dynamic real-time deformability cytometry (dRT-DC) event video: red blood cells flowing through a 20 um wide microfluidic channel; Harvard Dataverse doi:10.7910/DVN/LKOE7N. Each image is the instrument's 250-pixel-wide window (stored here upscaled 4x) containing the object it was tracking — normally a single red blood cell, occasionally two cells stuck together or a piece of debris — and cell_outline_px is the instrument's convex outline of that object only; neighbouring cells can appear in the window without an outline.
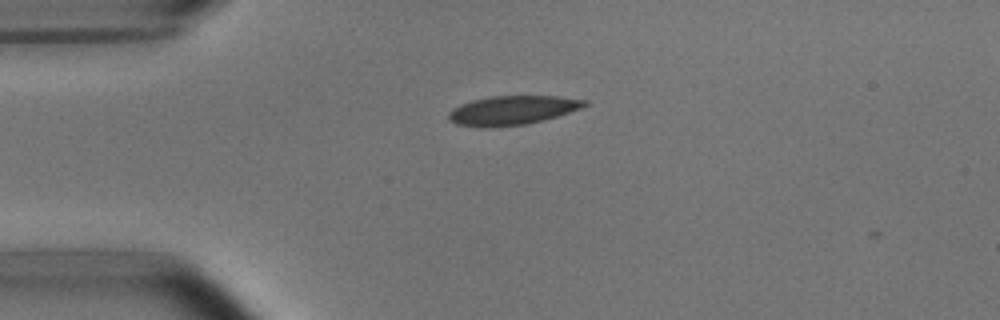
{"species": "common noctule bat (a hibernating species)", "species_latin": "Nyctalus noctula", "temperature_condition": "room temperature", "stored_images_in_passage": 41, "camera_frame_rate_fps": 3000, "um_per_image_px": 0.085, "animal": {"sex": "male", "body_mass_g": 15.6}, "frame": {"image": 1, "passage_image": 1, "time_ms": 0.0, "image_size_px": [1000, 320], "cell_outline_px": [[588, 104], [580, 108], [544, 120], [528, 124], [456, 124], [448, 116], [448, 112], [452, 108], [460, 104], [472, 100], [488, 96], [556, 96], [588, 100]], "centroid_in_image_um": [43.61, 9.31], "position_along_channel_um": 41.4, "area_um2": 22.02}}
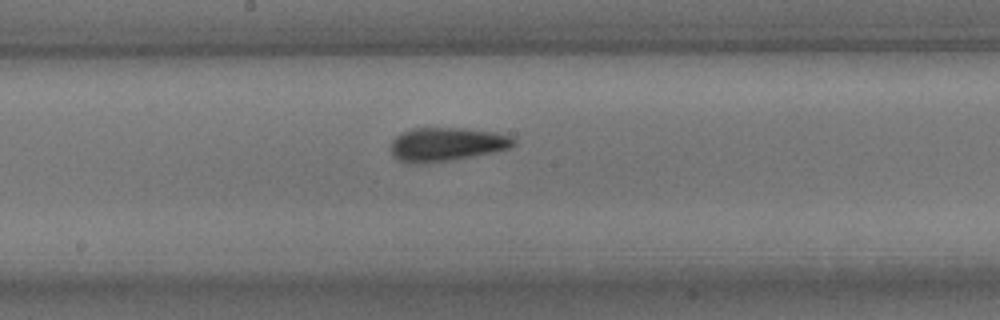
{"frame": {"image": 2, "passage_image": 16, "time_ms": 5.0, "image_size_px": [1000, 320], "cell_outline_px": [[516, 144], [508, 148], [492, 152], [472, 156], [448, 160], [420, 164], [408, 164], [396, 160], [392, 156], [392, 140], [400, 132], [412, 128], [464, 128], [496, 132], [512, 136], [516, 140]], "centroid_in_image_um": [37.92, 12.26], "position_along_channel_um": 210.3, "area_um2": 24.28}}
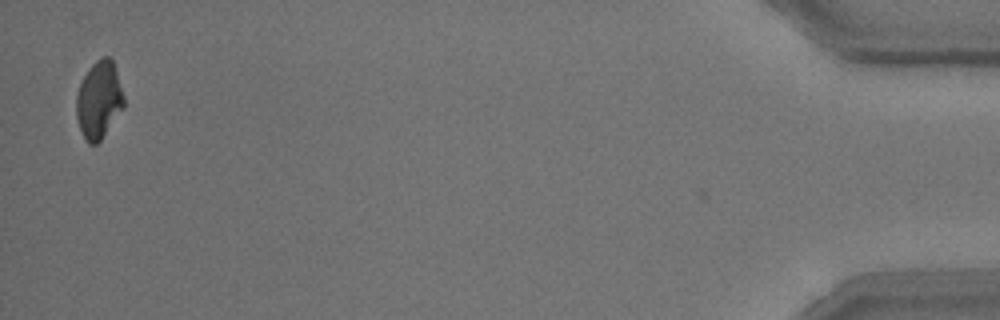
{"frame": {"image": 3, "passage_image": 40, "time_ms": 13.0, "image_size_px": [1000, 320], "cell_outline_px": [[124, 108], [100, 140], [96, 144], [88, 144], [84, 140], [76, 116], [76, 92], [88, 68], [100, 56], [108, 56], [112, 60], [124, 96]], "centroid_in_image_um": [8.39, 8.49], "position_along_channel_um": 426.8, "area_um2": 21.44}, "authors_computed_cell_mechanics": {"area_um2": 22.831, "velocity_mm_per_s": 3.8025, "shape_relaxation_time_tau1_ms": 4.6298, "shape_relaxation_time_tau2_ms": 1.8969, "deformation_change_tau1": 0.1387, "deformation_change_tau2": 0.0856}}